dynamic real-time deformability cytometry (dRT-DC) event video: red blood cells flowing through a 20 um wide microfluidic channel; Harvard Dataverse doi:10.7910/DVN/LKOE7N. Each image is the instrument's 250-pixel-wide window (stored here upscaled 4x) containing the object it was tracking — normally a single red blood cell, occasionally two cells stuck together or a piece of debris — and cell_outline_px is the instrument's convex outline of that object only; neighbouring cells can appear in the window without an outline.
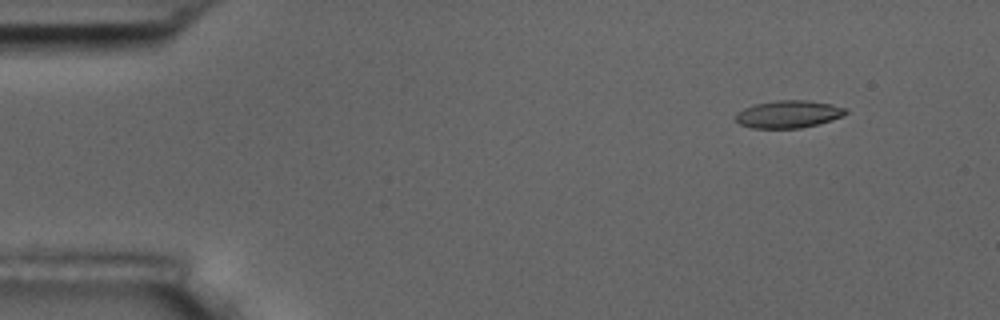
{"species": "common noctule bat (a hibernating species)", "species_latin": "Nyctalus noctula", "temperature_condition": "room temperature", "stored_images_in_passage": 5, "camera_frame_rate_fps": 3000, "um_per_image_px": 0.085, "animal": {"sex": "male", "body_mass_g": 17.5, "forearm_length_mm": 52.3}, "frame": {"image": 1, "passage_image": 1, "time_ms": 0.0, "image_size_px": [1000, 320], "cell_outline_px": [[848, 112], [844, 116], [832, 120], [800, 128], [752, 128], [740, 124], [736, 120], [736, 112], [744, 108], [756, 104], [776, 100], [808, 100], [832, 104], [848, 108]], "centroid_in_image_um": [67.05, 9.7], "position_along_channel_um": 17.9, "area_um2": 17.69}}
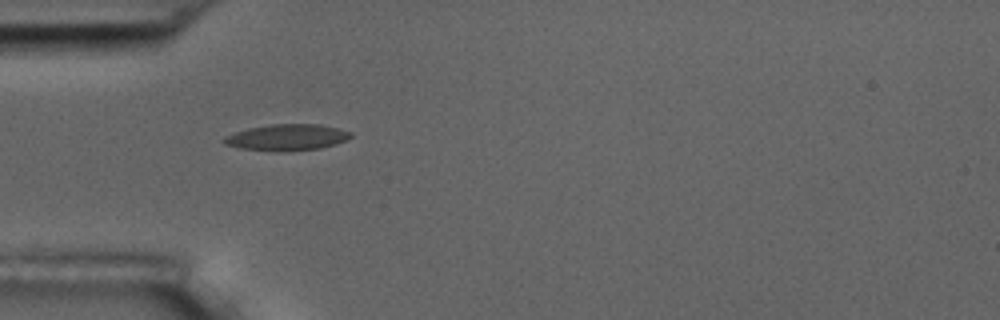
{"frame": {"image": 2, "passage_image": 4, "time_ms": 3.667, "image_size_px": [1000, 320], "cell_outline_px": [[352, 136], [348, 140], [336, 144], [320, 148], [240, 148], [224, 144], [220, 140], [224, 136], [248, 128], [272, 124], [320, 124], [340, 128], [352, 132]], "centroid_in_image_um": [24.44, 11.61], "position_along_channel_um": 60.6, "area_um2": 18.5}}